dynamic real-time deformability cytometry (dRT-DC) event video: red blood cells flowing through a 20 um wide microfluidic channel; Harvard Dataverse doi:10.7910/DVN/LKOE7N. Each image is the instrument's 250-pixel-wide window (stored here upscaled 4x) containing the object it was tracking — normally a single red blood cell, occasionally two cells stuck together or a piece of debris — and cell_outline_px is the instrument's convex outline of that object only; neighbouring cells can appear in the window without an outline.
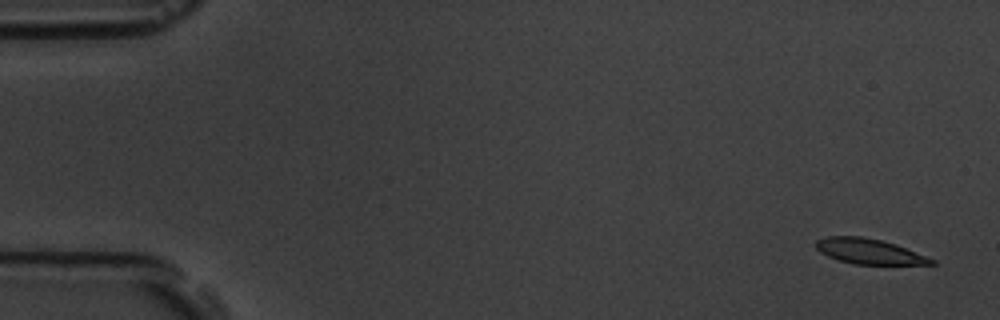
{"species": "common noctule bat (a hibernating species)", "species_latin": "Nyctalus noctula", "temperature_condition": "room temperature", "stored_images_in_passage": 4, "camera_frame_rate_fps": 3000, "um_per_image_px": 0.085, "animal": {"sex": "male", "body_mass_g": 19.5, "forearm_length_mm": 54.6}, "frame": {"image": 1, "passage_image": 1, "time_ms": 0.0, "image_size_px": [1000, 320], "cell_outline_px": [[936, 264], [852, 264], [828, 256], [820, 252], [816, 248], [816, 240], [824, 236], [860, 236], [880, 240], [896, 244], [936, 260]], "centroid_in_image_um": [73.85, 21.36], "position_along_channel_um": 11.1, "area_um2": 16.88}}
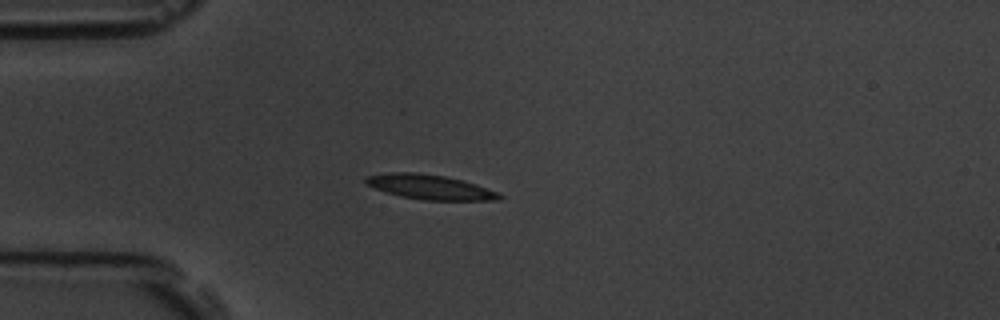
{"frame": {"image": 2, "passage_image": 4, "time_ms": 4.333, "image_size_px": [1000, 320], "cell_outline_px": [[504, 196], [500, 200], [424, 200], [400, 196], [376, 188], [368, 184], [364, 180], [364, 176], [392, 172], [416, 172], [444, 176], [464, 180], [500, 192]], "centroid_in_image_um": [36.61, 15.89], "position_along_channel_um": 48.4, "area_um2": 19.25}}